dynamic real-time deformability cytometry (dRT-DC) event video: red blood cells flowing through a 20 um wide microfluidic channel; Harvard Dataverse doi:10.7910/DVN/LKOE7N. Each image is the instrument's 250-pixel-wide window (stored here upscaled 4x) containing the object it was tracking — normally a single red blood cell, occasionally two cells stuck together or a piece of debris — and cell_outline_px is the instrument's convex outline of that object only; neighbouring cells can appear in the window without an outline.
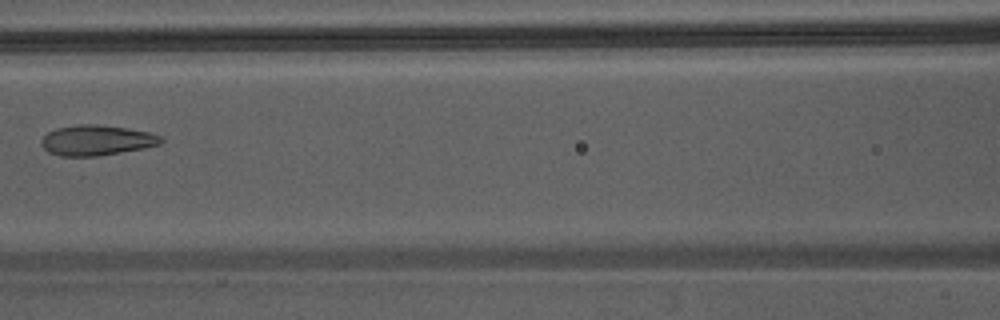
{"species": "Egyptian fruit bat (a non-hibernating species)", "species_latin": "Rousettus aegyptiacus", "temperature_condition": "warm", "stored_images_in_passage": 6, "camera_frame_rate_fps": 3000, "um_per_image_px": 0.085, "animal": {"sex": "male"}, "frame": {"image": 1, "passage_image": 6, "time_ms": 1.667, "image_size_px": [1000, 320], "cell_outline_px": [[164, 140], [160, 144], [144, 148], [96, 156], [60, 156], [48, 152], [40, 144], [40, 140], [48, 132], [56, 128], [76, 124], [96, 124], [124, 128], [148, 132], [160, 136]], "centroid_in_image_um": [8.16, 11.92], "position_along_channel_um": 158.4, "area_um2": 21.04}}